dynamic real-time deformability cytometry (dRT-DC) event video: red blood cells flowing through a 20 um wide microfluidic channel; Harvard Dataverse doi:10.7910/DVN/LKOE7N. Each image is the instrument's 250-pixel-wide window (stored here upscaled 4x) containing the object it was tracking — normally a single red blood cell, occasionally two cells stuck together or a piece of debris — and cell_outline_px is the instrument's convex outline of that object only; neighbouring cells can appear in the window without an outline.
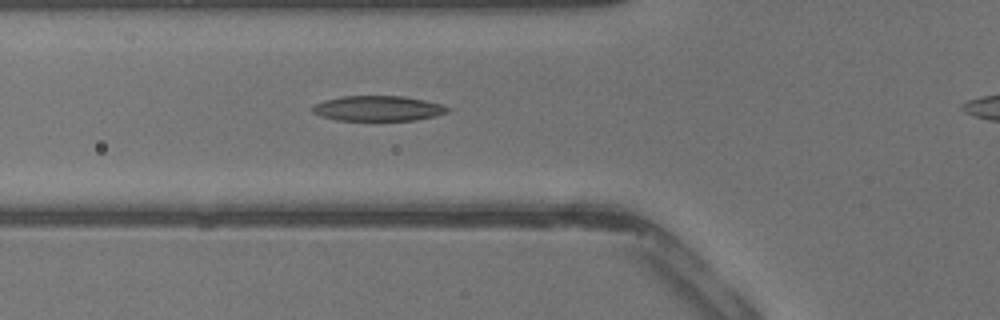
{"species": "common noctule bat (a hibernating species)", "species_latin": "Nyctalus noctula", "temperature_condition": "warm", "stored_images_in_passage": 32, "camera_frame_rate_fps": 3000, "um_per_image_px": 0.085, "animal": {"sex": "male", "body_mass_g": 13.3}, "frame": {"image": 1, "passage_image": 10, "time_ms": 3.0, "image_size_px": [1000, 320], "cell_outline_px": [[452, 108], [448, 112], [436, 116], [416, 120], [336, 120], [320, 116], [312, 112], [312, 108], [316, 104], [324, 100], [344, 96], [404, 96], [444, 104]], "centroid_in_image_um": [32.18, 9.21], "position_along_channel_um": 93.6, "area_um2": 19.94}}
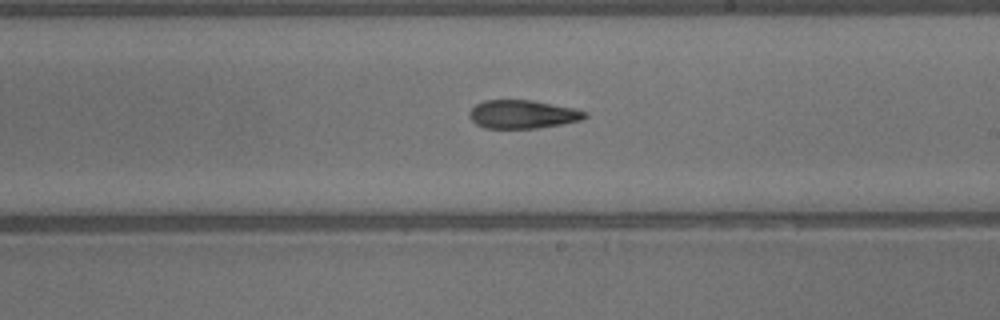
{"frame": {"image": 2, "passage_image": 19, "time_ms": 6.0, "image_size_px": [1000, 320], "cell_outline_px": [[588, 116], [580, 120], [560, 124], [536, 128], [484, 128], [476, 124], [468, 116], [468, 112], [476, 104], [484, 100], [532, 100], [576, 108], [588, 112]], "centroid_in_image_um": [44.42, 9.7], "position_along_channel_um": 244.6, "area_um2": 19.19}}
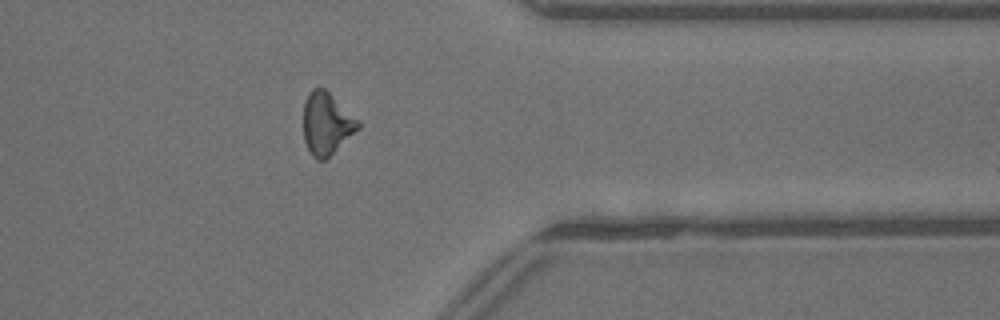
{"frame": {"image": 3, "passage_image": 28, "time_ms": 9.0, "image_size_px": [1000, 320], "cell_outline_px": [[360, 128], [324, 160], [316, 160], [312, 156], [304, 140], [304, 100], [308, 92], [312, 88], [324, 88], [360, 124]], "centroid_in_image_um": [27.71, 10.51], "position_along_channel_um": 383.7, "area_um2": 19.25}}